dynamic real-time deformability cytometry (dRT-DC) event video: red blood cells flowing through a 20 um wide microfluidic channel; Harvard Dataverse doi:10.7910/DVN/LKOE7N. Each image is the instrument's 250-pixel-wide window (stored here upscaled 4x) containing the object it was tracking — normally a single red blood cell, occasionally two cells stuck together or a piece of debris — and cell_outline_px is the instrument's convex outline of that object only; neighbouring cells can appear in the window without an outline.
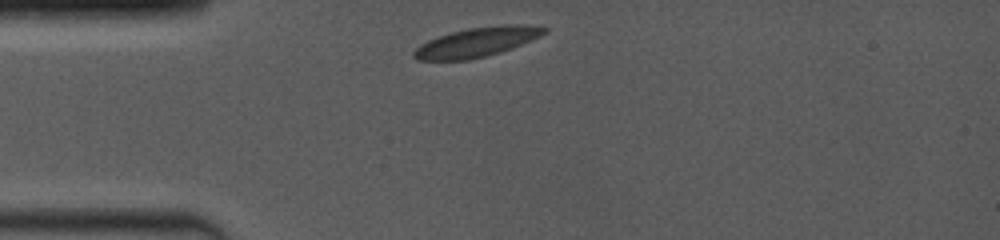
{"species": "common noctule bat (a hibernating species)", "species_latin": "Nyctalus noctula", "temperature_condition": "room temperature", "stored_images_in_passage": 2, "camera_frame_rate_fps": 4000, "um_per_image_px": 0.085, "animal": {"sex": "female", "body_mass_g": 19.0, "forearm_length_mm": 53.3}, "frame": {"image": 1, "passage_image": 1, "time_ms": 0.0, "image_size_px": [1000, 240], "cell_outline_px": [[548, 32], [540, 36], [512, 48], [500, 52], [468, 60], [416, 60], [412, 56], [412, 52], [420, 44], [428, 40], [452, 32], [468, 28], [500, 24], [528, 24], [548, 28]], "centroid_in_image_um": [40.55, 3.57], "position_along_channel_um": 44.5, "area_um2": 22.43}}